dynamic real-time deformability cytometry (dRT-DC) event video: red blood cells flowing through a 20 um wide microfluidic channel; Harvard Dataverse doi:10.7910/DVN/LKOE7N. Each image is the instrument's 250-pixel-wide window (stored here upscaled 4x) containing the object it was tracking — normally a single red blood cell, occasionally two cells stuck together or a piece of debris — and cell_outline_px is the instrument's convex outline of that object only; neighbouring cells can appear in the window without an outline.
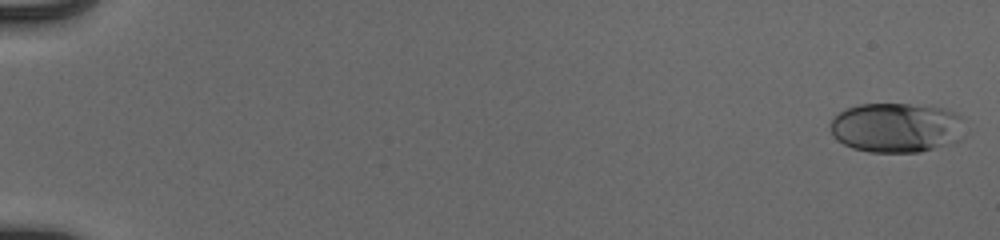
{"species": "human", "species_latin": "Homo sapiens", "temperature_condition": "cold", "stored_images_in_passage": 54, "camera_frame_rate_fps": 3000, "um_per_image_px": 0.085, "donor": {"sex": "male"}, "frame": {"image": 1, "passage_image": 1, "time_ms": 0.0, "image_size_px": [1000, 240], "cell_outline_px": [[964, 136], [960, 140], [920, 152], [868, 152], [852, 148], [836, 140], [832, 136], [828, 124], [840, 112], [848, 108], [860, 104], [908, 104], [944, 108], [964, 116]], "centroid_in_image_um": [76.21, 10.85], "position_along_channel_um": 8.8, "area_um2": 39.42}}
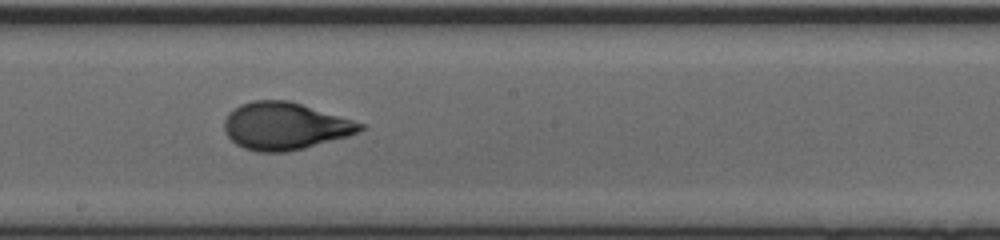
{"frame": {"image": 2, "passage_image": 32, "time_ms": 10.333, "image_size_px": [1000, 240], "cell_outline_px": [[368, 124], [360, 132], [348, 136], [304, 148], [288, 152], [256, 152], [244, 148], [236, 144], [224, 132], [224, 120], [228, 112], [240, 104], [252, 100], [288, 100]], "centroid_in_image_um": [24.22, 10.71], "position_along_channel_um": 224.0, "area_um2": 37.74}}
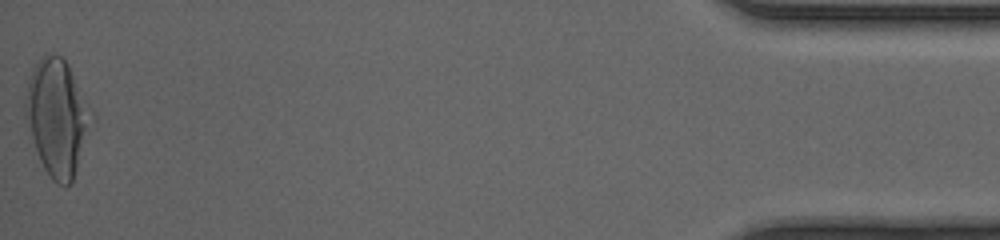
{"frame": {"image": 3, "passage_image": 54, "time_ms": 17.667, "image_size_px": [1000, 240], "cell_outline_px": [[96, 116], [72, 184], [64, 188], [56, 184], [52, 180], [44, 168], [40, 160], [24, 116], [24, 100], [28, 80], [32, 68], [40, 56], [44, 52], [60, 56], [68, 64], [96, 112]], "centroid_in_image_um": [4.91, 9.97], "position_along_channel_um": 430.3, "area_um2": 46.12}, "authors_computed_cell_mechanics": {"area_um2": 36.414, "velocity_mm_per_s": 3.9519, "shape_relaxation_time_tau1_ms": 4.393, "shape_relaxation_time_tau2_ms": null, "deformation_change_tau1": 0.2083, "deformation_change_tau2": null}}